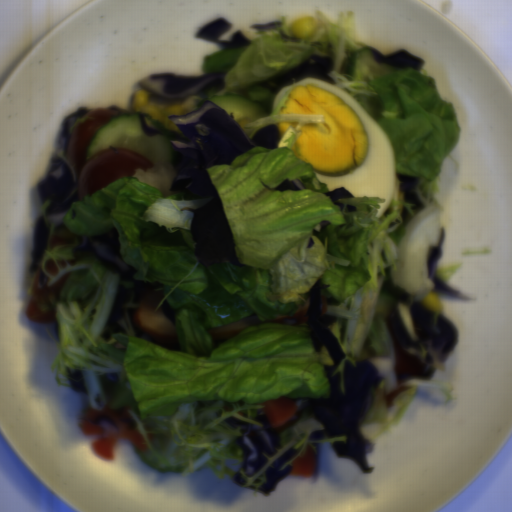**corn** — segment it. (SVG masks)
Instances as JSON below:
<instances>
[{
	"mask_svg": "<svg viewBox=\"0 0 512 512\" xmlns=\"http://www.w3.org/2000/svg\"><path fill=\"white\" fill-rule=\"evenodd\" d=\"M149 94L152 93L146 90H139L134 93L130 104L132 110L144 113L147 117L155 120L159 124L179 131L178 127L174 125L169 118L187 116L185 109L175 105L157 106L154 102H151Z\"/></svg>",
	"mask_w": 512,
	"mask_h": 512,
	"instance_id": "obj_1",
	"label": "corn"
},
{
	"mask_svg": "<svg viewBox=\"0 0 512 512\" xmlns=\"http://www.w3.org/2000/svg\"><path fill=\"white\" fill-rule=\"evenodd\" d=\"M317 28L315 17L306 16L291 22L288 33L293 37H310Z\"/></svg>",
	"mask_w": 512,
	"mask_h": 512,
	"instance_id": "obj_2",
	"label": "corn"
},
{
	"mask_svg": "<svg viewBox=\"0 0 512 512\" xmlns=\"http://www.w3.org/2000/svg\"><path fill=\"white\" fill-rule=\"evenodd\" d=\"M423 306L431 311L432 315L436 317L442 315L443 308L440 305L438 298L434 292H428L424 298Z\"/></svg>",
	"mask_w": 512,
	"mask_h": 512,
	"instance_id": "obj_3",
	"label": "corn"
}]
</instances>
